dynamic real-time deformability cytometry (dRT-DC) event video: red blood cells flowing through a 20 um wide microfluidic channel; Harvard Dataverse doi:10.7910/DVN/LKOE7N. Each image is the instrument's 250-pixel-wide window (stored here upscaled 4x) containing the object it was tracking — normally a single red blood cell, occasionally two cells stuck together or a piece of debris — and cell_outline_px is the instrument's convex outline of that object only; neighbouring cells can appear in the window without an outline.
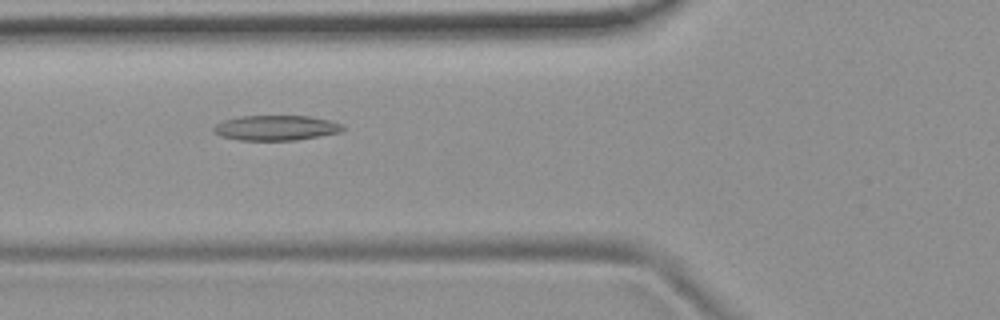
{"species": "common noctule bat (a hibernating species)", "species_latin": "Nyctalus noctula", "temperature_condition": "room temperature", "stored_images_in_passage": 51, "camera_frame_rate_fps": 3000, "um_per_image_px": 0.085, "animal": {"sex": "female", "body_mass_g": 19.9}, "frame": {"image": 1, "passage_image": 17, "time_ms": 5.333, "image_size_px": [1000, 320], "cell_outline_px": [[344, 128], [340, 132], [320, 136], [296, 140], [240, 140], [220, 136], [212, 132], [212, 128], [216, 124], [224, 120], [240, 116], [308, 116], [328, 120], [344, 124]], "centroid_in_image_um": [23.44, 10.87], "position_along_channel_um": 102.4, "area_um2": 18.9}}
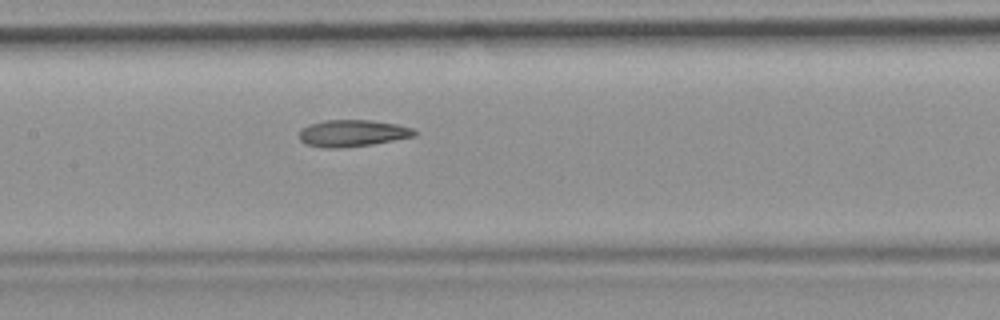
{"frame": {"image": 2, "passage_image": 23, "time_ms": 7.333, "image_size_px": [1000, 320], "cell_outline_px": [[416, 136], [372, 144], [340, 148], [324, 148], [308, 144], [300, 140], [300, 128], [308, 124], [324, 120], [368, 120], [396, 124], [412, 128], [416, 132]], "centroid_in_image_um": [29.93, 11.32], "position_along_channel_um": 177.5, "area_um2": 17.92}}
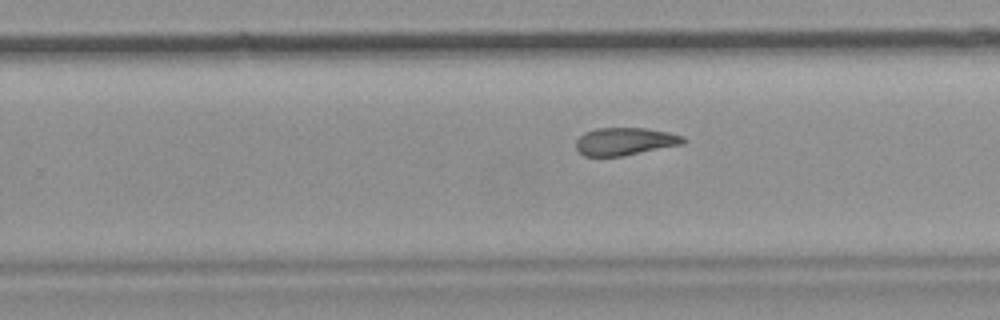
{"frame": {"image": 3, "passage_image": 31, "time_ms": 10.0, "image_size_px": [1000, 320], "cell_outline_px": [[688, 140], [684, 144], [624, 156], [584, 156], [576, 148], [576, 140], [584, 132], [596, 128], [644, 128], [668, 132], [684, 136]], "centroid_in_image_um": [53.15, 12.02], "position_along_channel_um": 276.7, "area_um2": 17.46}, "authors_computed_cell_mechanics": {"area_um2": 18.9006, "velocity_mm_per_s": 3.7402, "shape_relaxation_time_tau1_ms": null, "shape_relaxation_time_tau2_ms": 4.4632, "deformation_change_tau1": null, "deformation_change_tau2": 0.1338}}